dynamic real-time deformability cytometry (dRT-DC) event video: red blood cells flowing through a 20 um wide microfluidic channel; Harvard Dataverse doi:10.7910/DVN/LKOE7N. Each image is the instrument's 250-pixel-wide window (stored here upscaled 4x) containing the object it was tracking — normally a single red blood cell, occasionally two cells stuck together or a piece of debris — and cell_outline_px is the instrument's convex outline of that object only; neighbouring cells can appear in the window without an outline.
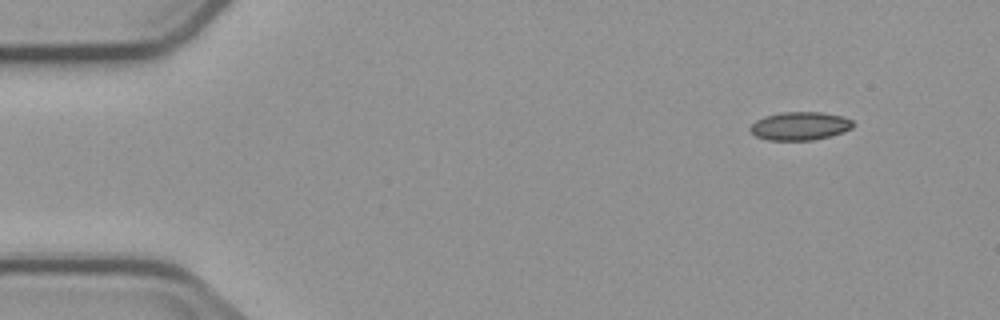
{"species": "common noctule bat (a hibernating species)", "species_latin": "Nyctalus noctula", "temperature_condition": "cold", "stored_images_in_passage": 4, "camera_frame_rate_fps": 3000, "um_per_image_px": 0.085, "animal": {"sex": "male", "body_mass_g": 23.1, "forearm_length_mm": 52.7}, "frame": {"image": 1, "passage_image": 1, "time_ms": 0.0, "image_size_px": [1000, 320], "cell_outline_px": [[852, 128], [844, 132], [812, 140], [768, 140], [756, 136], [748, 128], [756, 120], [764, 116], [780, 112], [820, 112], [844, 116], [852, 120]], "centroid_in_image_um": [67.98, 10.7], "position_along_channel_um": 17.0, "area_um2": 16.94}}
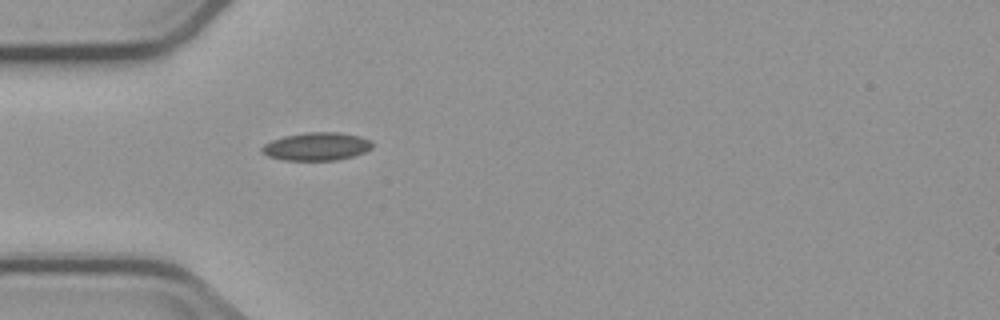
{"frame": {"image": 2, "passage_image": 4, "time_ms": 3.667, "image_size_px": [1000, 320], "cell_outline_px": [[372, 148], [364, 152], [352, 156], [336, 160], [284, 160], [268, 156], [260, 152], [260, 148], [264, 144], [272, 140], [284, 136], [304, 132], [340, 132], [360, 136], [368, 140], [372, 144]], "centroid_in_image_um": [26.87, 12.44], "position_along_channel_um": 58.1, "area_um2": 18.03}}